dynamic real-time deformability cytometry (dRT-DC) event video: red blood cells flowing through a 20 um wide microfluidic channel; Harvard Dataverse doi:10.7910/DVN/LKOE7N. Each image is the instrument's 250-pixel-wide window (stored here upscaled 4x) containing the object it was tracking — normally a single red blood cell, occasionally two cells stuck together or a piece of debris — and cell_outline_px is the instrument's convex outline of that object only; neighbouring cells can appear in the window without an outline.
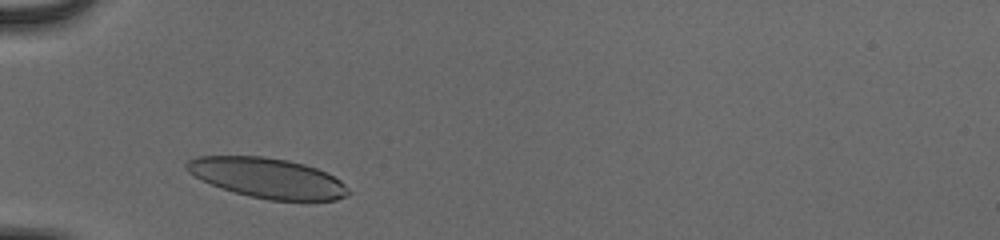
{"species": "human", "species_latin": "Homo sapiens", "temperature_condition": "cold", "stored_images_in_passage": 30, "camera_frame_rate_fps": 3000, "um_per_image_px": 0.085, "donor": {"sex": "male"}, "frame": {"image": 1, "passage_image": 3, "time_ms": 0.667, "image_size_px": [1000, 240], "cell_outline_px": [[352, 192], [348, 196], [336, 200], [268, 200], [248, 196], [212, 184], [188, 172], [184, 168], [184, 164], [188, 160], [196, 156], [264, 156], [288, 160], [304, 164], [316, 168], [340, 180]], "centroid_in_image_um": [22.75, 15.12], "position_along_channel_um": 62.3, "area_um2": 37.57}}
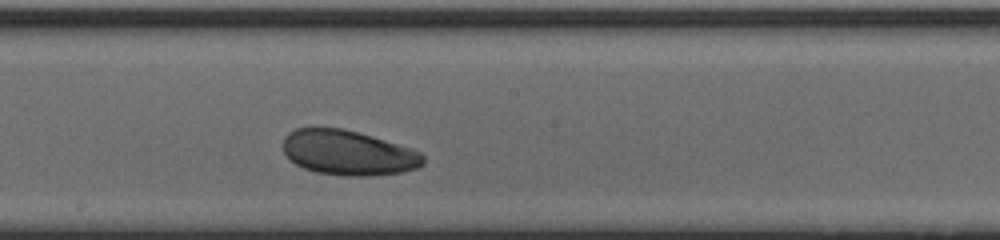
{"frame": {"image": 2, "passage_image": 16, "time_ms": 5.0, "image_size_px": [1000, 240], "cell_outline_px": [[424, 164], [416, 168], [400, 172], [372, 176], [344, 176], [316, 172], [304, 168], [296, 164], [284, 152], [284, 136], [288, 132], [296, 128], [340, 128], [372, 136], [412, 148], [420, 152], [424, 156]], "centroid_in_image_um": [29.61, 12.99], "position_along_channel_um": 218.6, "area_um2": 36.53}}
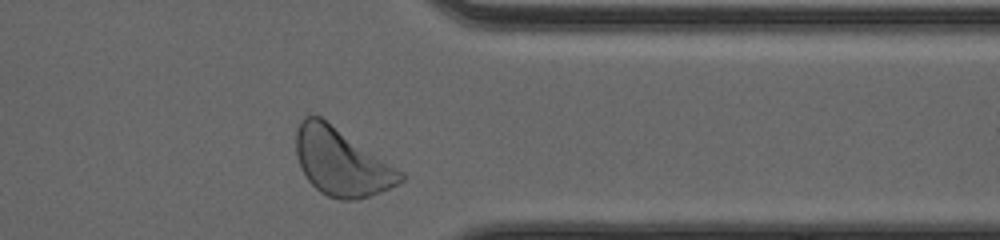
{"frame": {"image": 3, "passage_image": 29, "time_ms": 9.333, "image_size_px": [1000, 240], "cell_outline_px": [[404, 180], [380, 192], [356, 200], [340, 200], [328, 196], [320, 192], [308, 180], [300, 168], [296, 156], [296, 128], [300, 120], [304, 116], [320, 116], [404, 172]], "centroid_in_image_um": [28.99, 13.77], "position_along_channel_um": 382.4, "area_um2": 40.81}, "authors_computed_cell_mechanics": {"area_um2": 36.703, "velocity_mm_per_s": 3.8386, "shape_relaxation_time_tau1_ms": 1.6141, "shape_relaxation_time_tau2_ms": 4.603, "deformation_change_tau1": 0.063, "deformation_change_tau2": 0.1134}}